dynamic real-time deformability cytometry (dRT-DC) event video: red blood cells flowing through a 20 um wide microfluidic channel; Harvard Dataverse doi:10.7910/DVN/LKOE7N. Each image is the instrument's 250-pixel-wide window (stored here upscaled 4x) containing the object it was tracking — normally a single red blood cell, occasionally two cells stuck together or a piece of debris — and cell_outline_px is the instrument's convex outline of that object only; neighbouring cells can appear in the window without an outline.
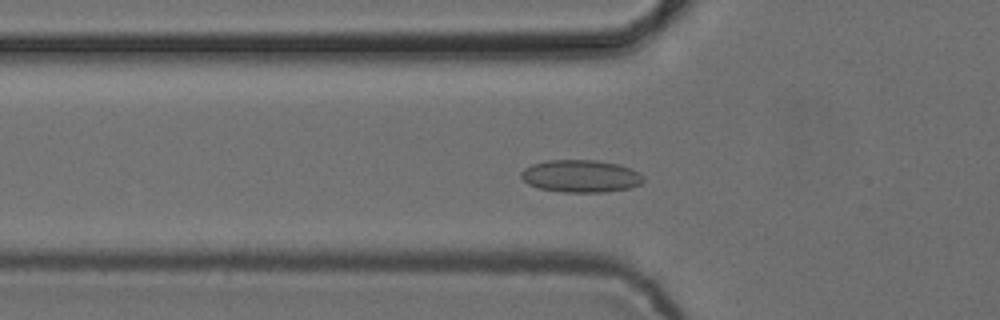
{"species": "common noctule bat (a hibernating species)", "species_latin": "Nyctalus noctula", "temperature_condition": "cold", "stored_images_in_passage": 24, "camera_frame_rate_fps": 3000, "um_per_image_px": 0.085, "animal": {"sex": "female", "body_mass_g": 24.6, "forearm_length_mm": 56.2}, "frame": {"image": 1, "passage_image": 16, "time_ms": 5.0, "image_size_px": [1000, 320], "cell_outline_px": [[644, 180], [640, 184], [628, 188], [604, 192], [564, 192], [540, 188], [528, 184], [520, 176], [520, 172], [524, 168], [532, 164], [548, 160], [596, 160], [616, 164], [632, 168], [640, 172]], "centroid_in_image_um": [49.36, 14.96], "position_along_channel_um": 76.4, "area_um2": 23.06}}
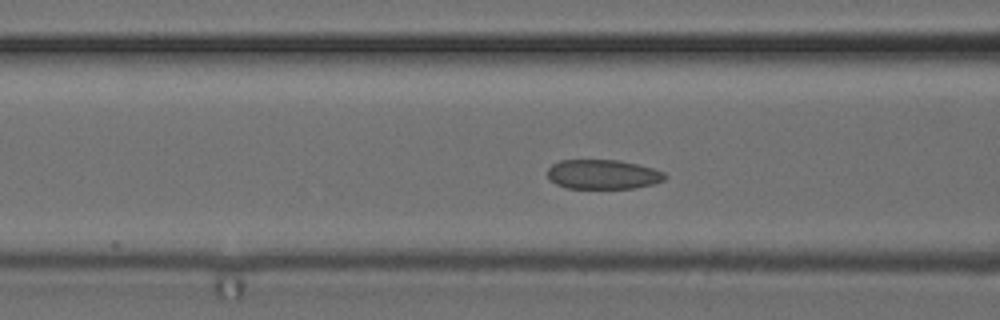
{"frame": {"image": 2, "passage_image": 19, "time_ms": 6.0, "image_size_px": [1000, 320], "cell_outline_px": [[668, 176], [664, 180], [652, 184], [636, 188], [568, 188], [556, 184], [548, 180], [548, 168], [552, 164], [560, 160], [620, 160], [652, 168], [664, 172]], "centroid_in_image_um": [51.23, 14.82], "position_along_channel_um": 115.4, "area_um2": 20.23}}
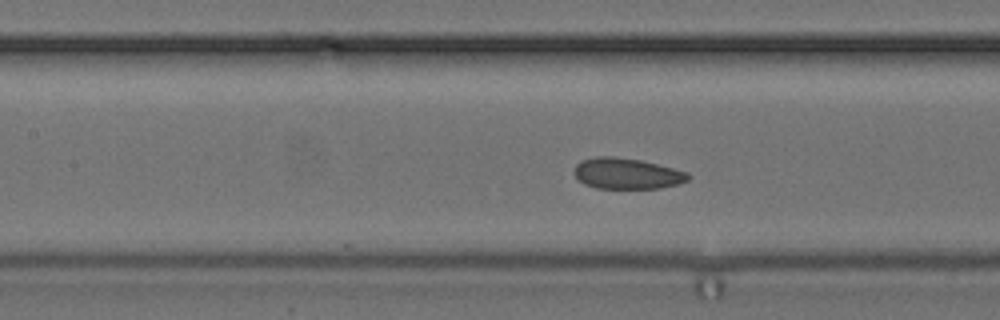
{"frame": {"image": 3, "passage_image": 22, "time_ms": 7.0, "image_size_px": [1000, 320], "cell_outline_px": [[692, 176], [688, 180], [676, 184], [660, 188], [596, 188], [584, 184], [572, 172], [576, 164], [580, 160], [596, 156], [612, 156], [640, 160], [688, 172]], "centroid_in_image_um": [53.25, 14.74], "position_along_channel_um": 154.2, "area_um2": 20.52}}